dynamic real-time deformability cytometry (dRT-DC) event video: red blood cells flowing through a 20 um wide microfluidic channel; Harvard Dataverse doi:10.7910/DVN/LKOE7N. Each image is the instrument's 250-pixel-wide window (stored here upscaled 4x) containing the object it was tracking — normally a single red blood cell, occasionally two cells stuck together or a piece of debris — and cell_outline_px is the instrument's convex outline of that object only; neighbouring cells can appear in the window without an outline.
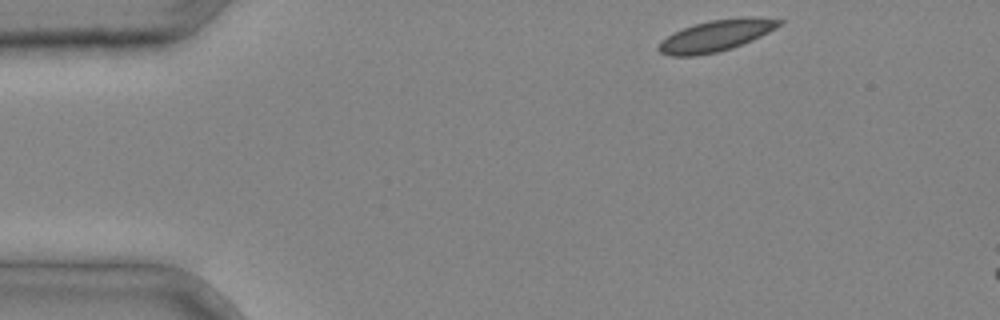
{"species": "common noctule bat (a hibernating species)", "species_latin": "Nyctalus noctula", "temperature_condition": "cold", "stored_images_in_passage": 2, "camera_frame_rate_fps": 3000, "um_per_image_px": 0.085, "animal": {"sex": "male", "body_mass_g": 20.4}, "frame": {"image": 1, "passage_image": 1, "time_ms": 0.0, "image_size_px": [1000, 320], "cell_outline_px": [[784, 20], [776, 28], [752, 40], [732, 48], [716, 52], [692, 56], [672, 56], [660, 52], [656, 48], [660, 40], [672, 32], [708, 20]], "centroid_in_image_um": [60.68, 3.1], "position_along_channel_um": 24.3, "area_um2": 20.87}}